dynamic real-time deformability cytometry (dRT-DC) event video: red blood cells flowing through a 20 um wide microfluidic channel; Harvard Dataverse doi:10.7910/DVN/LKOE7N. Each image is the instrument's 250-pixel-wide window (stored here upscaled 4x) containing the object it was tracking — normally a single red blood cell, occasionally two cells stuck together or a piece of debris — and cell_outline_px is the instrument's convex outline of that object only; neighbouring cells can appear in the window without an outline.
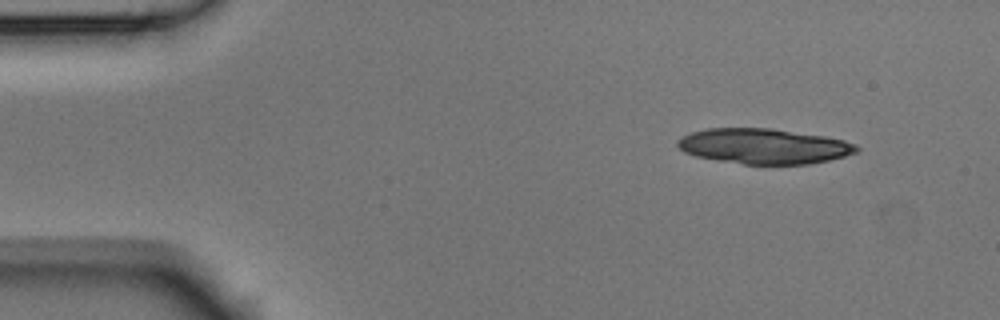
{"species": "Egyptian fruit bat (a non-hibernating species)", "species_latin": "Rousettus aegyptiacus", "temperature_condition": "room temperature", "stored_images_in_passage": 5, "camera_frame_rate_fps": 3000, "um_per_image_px": 0.085, "animal": {"sex": "male"}, "frame": {"image": 1, "passage_image": 1, "time_ms": 0.0, "image_size_px": [1000, 320], "cell_outline_px": [[860, 148], [856, 152], [844, 156], [828, 160], [808, 164], [744, 164], [696, 156], [684, 152], [676, 144], [676, 140], [692, 132], [708, 128], [772, 128], [824, 136], [844, 140], [856, 144]], "centroid_in_image_um": [64.93, 12.42], "position_along_channel_um": 20.1, "area_um2": 36.59}}
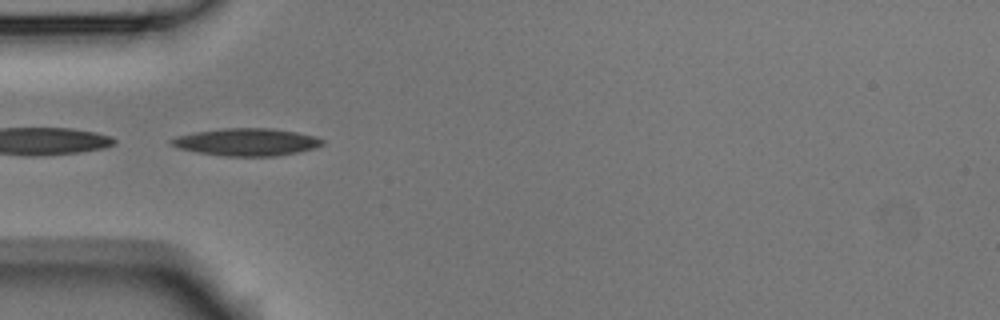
{"frame": {"image": 2, "passage_image": 4, "time_ms": 1.0, "image_size_px": [1000, 320], "cell_outline_px": [[324, 144], [316, 148], [276, 156], [224, 156], [196, 152], [180, 148], [168, 144], [168, 140], [176, 136], [196, 132], [224, 128], [272, 128], [296, 132], [316, 136], [324, 140]], "centroid_in_image_um": [20.96, 12.07], "position_along_channel_um": 64.0, "area_um2": 24.22}}